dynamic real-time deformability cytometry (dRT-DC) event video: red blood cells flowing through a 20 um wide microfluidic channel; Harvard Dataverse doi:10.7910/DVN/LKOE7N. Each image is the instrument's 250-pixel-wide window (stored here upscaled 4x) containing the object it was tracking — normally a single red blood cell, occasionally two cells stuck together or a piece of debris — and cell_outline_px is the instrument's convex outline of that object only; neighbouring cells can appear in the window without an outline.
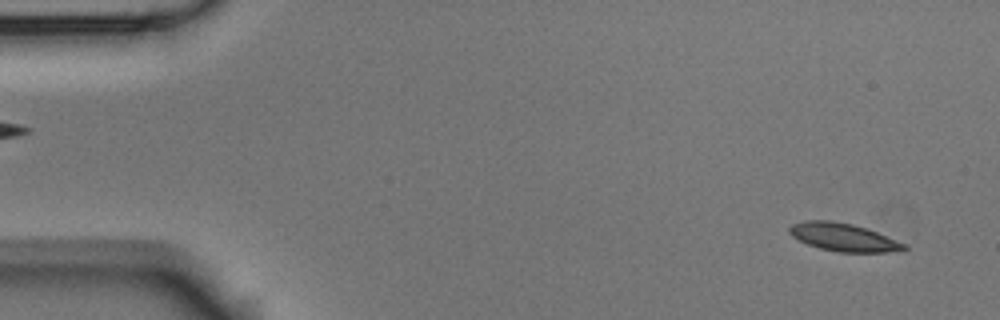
{"species": "Egyptian fruit bat (a non-hibernating species)", "species_latin": "Rousettus aegyptiacus", "temperature_condition": "room temperature", "stored_images_in_passage": 5, "segment_of_instrument_passage": [2, 2], "camera_frame_rate_fps": 3000, "um_per_image_px": 0.085, "animal": {"sex": "male"}, "frame": {"image": 1, "passage_image": 5, "time_ms": 6.0, "image_size_px": [1000, 320], "cell_outline_px": [[908, 248], [904, 252], [836, 252], [820, 248], [808, 244], [792, 236], [788, 232], [788, 228], [792, 224], [804, 220], [832, 220], [852, 224], [868, 228], [904, 244]], "centroid_in_image_um": [71.69, 20.16], "position_along_channel_um": 13.3, "area_um2": 18.79}}